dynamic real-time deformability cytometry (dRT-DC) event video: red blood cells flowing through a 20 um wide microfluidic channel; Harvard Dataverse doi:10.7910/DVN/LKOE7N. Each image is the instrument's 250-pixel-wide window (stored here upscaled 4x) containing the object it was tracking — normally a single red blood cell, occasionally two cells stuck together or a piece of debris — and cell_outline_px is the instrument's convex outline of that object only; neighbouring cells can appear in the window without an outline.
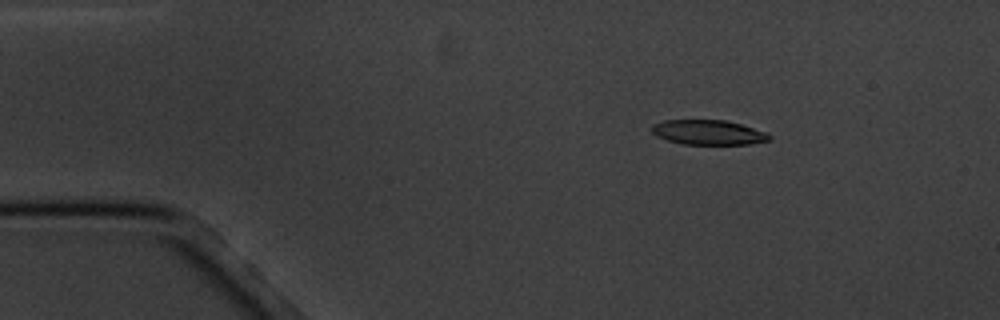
{"species": "common noctule bat (a hibernating species)", "species_latin": "Nyctalus noctula", "temperature_condition": "cold", "stored_images_in_passage": 5, "camera_frame_rate_fps": 3000, "um_per_image_px": 0.085, "animal": {"sex": "male", "body_mass_g": 20.1, "forearm_length_mm": 53.5}, "frame": {"image": 1, "passage_image": 2, "time_ms": 1.333, "image_size_px": [1000, 320], "cell_outline_px": [[772, 140], [748, 144], [684, 144], [668, 140], [656, 136], [652, 132], [652, 124], [664, 120], [724, 120], [740, 124], [768, 132], [772, 136]], "centroid_in_image_um": [60.24, 11.25], "position_along_channel_um": 24.8, "area_um2": 16.99}}
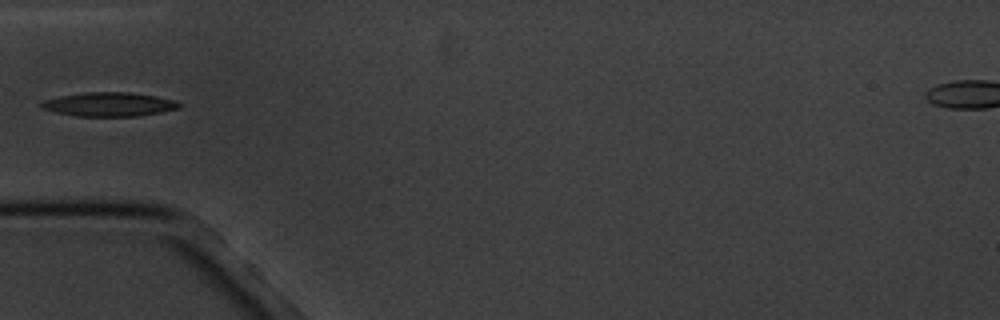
{"frame": {"image": 2, "passage_image": 4, "time_ms": 4.667, "image_size_px": [1000, 320], "cell_outline_px": [[180, 108], [160, 112], [136, 116], [76, 116], [56, 112], [40, 108], [40, 104], [44, 100], [60, 96], [84, 92], [128, 92], [156, 96], [176, 100], [180, 104]], "centroid_in_image_um": [9.27, 8.86], "position_along_channel_um": 75.7, "area_um2": 19.19}}
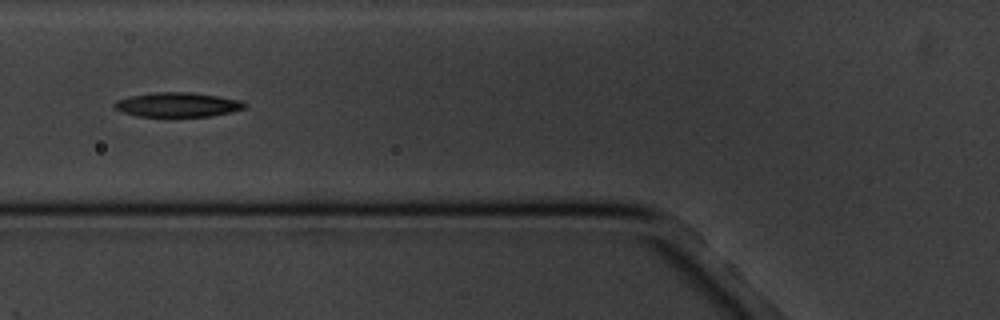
{"frame": {"image": 3, "passage_image": 5, "time_ms": 5.667, "image_size_px": [1000, 320], "cell_outline_px": [[248, 104], [244, 108], [212, 116], [136, 116], [112, 108], [112, 104], [116, 100], [128, 96], [156, 92], [192, 92], [244, 100]], "centroid_in_image_um": [15.08, 8.88], "position_along_channel_um": 110.7, "area_um2": 18.67}}